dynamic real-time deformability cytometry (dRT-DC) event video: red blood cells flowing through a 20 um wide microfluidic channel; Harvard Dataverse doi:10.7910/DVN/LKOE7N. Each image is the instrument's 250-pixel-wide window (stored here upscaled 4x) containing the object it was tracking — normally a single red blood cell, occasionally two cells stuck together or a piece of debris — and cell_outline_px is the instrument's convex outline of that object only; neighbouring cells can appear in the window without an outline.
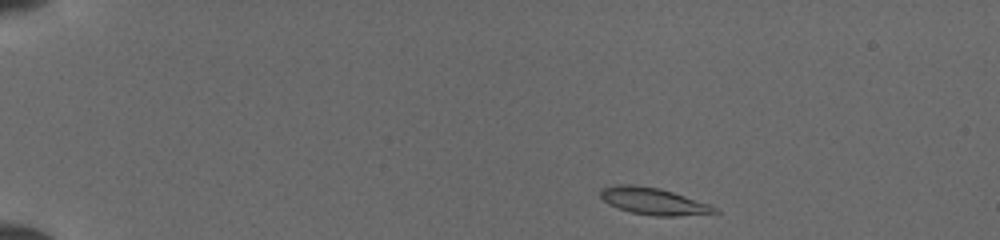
{"species": "common noctule bat (a hibernating species)", "species_latin": "Nyctalus noctula", "temperature_condition": "cold", "stored_images_in_passage": 42, "camera_frame_rate_fps": 3000, "um_per_image_px": 0.085, "animal": {"sex": "female", "body_mass_g": 19.5, "forearm_length_mm": 54.1}, "frame": {"image": 1, "passage_image": 1, "time_ms": 0.0, "image_size_px": [1000, 240], "cell_outline_px": [[720, 212], [676, 216], [656, 216], [632, 212], [608, 204], [600, 196], [600, 188], [616, 184], [636, 184], [660, 188], [708, 204], [716, 208]], "centroid_in_image_um": [55.48, 17.08], "position_along_channel_um": 29.5, "area_um2": 17.69}}
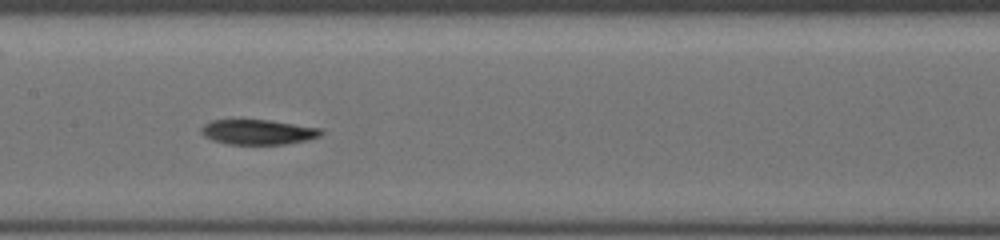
{"frame": {"image": 2, "passage_image": 19, "time_ms": 6.0, "image_size_px": [1000, 240], "cell_outline_px": [[324, 132], [320, 136], [308, 140], [284, 144], [228, 144], [212, 140], [204, 136], [200, 132], [200, 128], [204, 124], [212, 120], [268, 120], [320, 128]], "centroid_in_image_um": [21.91, 11.22], "position_along_channel_um": 185.5, "area_um2": 17.4}}
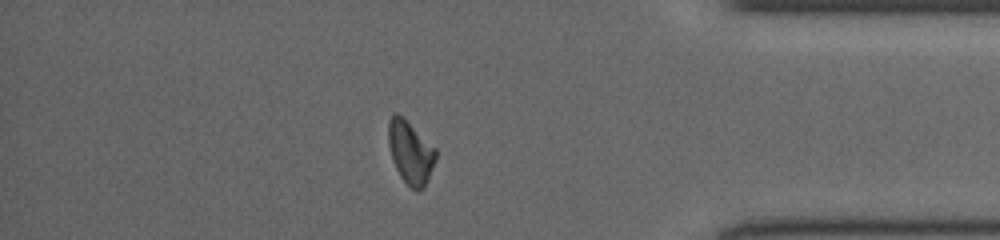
{"frame": {"image": 3, "passage_image": 36, "time_ms": 11.667, "image_size_px": [1000, 240], "cell_outline_px": [[436, 156], [428, 180], [424, 188], [420, 192], [416, 192], [400, 176], [392, 160], [388, 144], [388, 120], [396, 112], [436, 148]], "centroid_in_image_um": [34.88, 12.99], "position_along_channel_um": 400.3, "area_um2": 17.17}}